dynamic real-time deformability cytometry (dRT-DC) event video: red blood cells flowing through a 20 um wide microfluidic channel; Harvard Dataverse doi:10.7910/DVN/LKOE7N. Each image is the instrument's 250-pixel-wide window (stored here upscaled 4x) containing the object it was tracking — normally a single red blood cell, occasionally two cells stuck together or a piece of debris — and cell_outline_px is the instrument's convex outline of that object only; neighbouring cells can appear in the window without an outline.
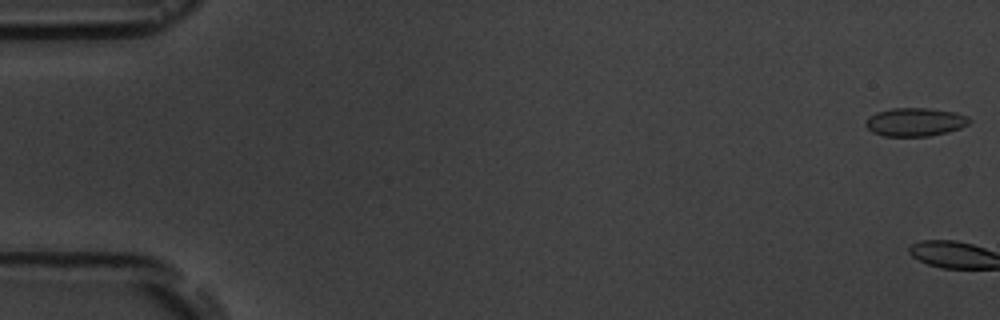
{"species": "common noctule bat (a hibernating species)", "species_latin": "Nyctalus noctula", "temperature_condition": "room temperature", "stored_images_in_passage": 6, "camera_frame_rate_fps": 3000, "um_per_image_px": 0.085, "animal": {"sex": "male", "body_mass_g": 19.5, "forearm_length_mm": 54.6}, "frame": {"image": 1, "passage_image": 1, "time_ms": 0.0, "image_size_px": [1000, 320], "cell_outline_px": [[972, 120], [968, 124], [960, 128], [948, 132], [928, 136], [884, 136], [872, 132], [864, 124], [876, 112], [892, 108], [928, 108], [956, 112], [968, 116]], "centroid_in_image_um": [77.82, 10.37], "position_along_channel_um": 7.2, "area_um2": 17.11}}